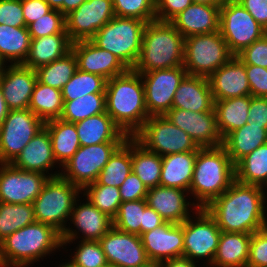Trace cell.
I'll return each mask as SVG.
<instances>
[{
  "label": "cell",
  "mask_w": 267,
  "mask_h": 267,
  "mask_svg": "<svg viewBox=\"0 0 267 267\" xmlns=\"http://www.w3.org/2000/svg\"><path fill=\"white\" fill-rule=\"evenodd\" d=\"M266 202L261 186L244 184L235 179L205 209L222 232L252 234L267 227Z\"/></svg>",
  "instance_id": "cell-1"
},
{
  "label": "cell",
  "mask_w": 267,
  "mask_h": 267,
  "mask_svg": "<svg viewBox=\"0 0 267 267\" xmlns=\"http://www.w3.org/2000/svg\"><path fill=\"white\" fill-rule=\"evenodd\" d=\"M105 94L106 113L128 137H132L149 118L141 74L128 69L107 80Z\"/></svg>",
  "instance_id": "cell-2"
},
{
  "label": "cell",
  "mask_w": 267,
  "mask_h": 267,
  "mask_svg": "<svg viewBox=\"0 0 267 267\" xmlns=\"http://www.w3.org/2000/svg\"><path fill=\"white\" fill-rule=\"evenodd\" d=\"M235 180V165L223 146L197 151L189 196L197 208H206Z\"/></svg>",
  "instance_id": "cell-3"
},
{
  "label": "cell",
  "mask_w": 267,
  "mask_h": 267,
  "mask_svg": "<svg viewBox=\"0 0 267 267\" xmlns=\"http://www.w3.org/2000/svg\"><path fill=\"white\" fill-rule=\"evenodd\" d=\"M60 248L61 233L53 226L40 222L15 231L0 242L1 259L5 267L33 266L40 259L43 261V257L57 253L56 249Z\"/></svg>",
  "instance_id": "cell-4"
},
{
  "label": "cell",
  "mask_w": 267,
  "mask_h": 267,
  "mask_svg": "<svg viewBox=\"0 0 267 267\" xmlns=\"http://www.w3.org/2000/svg\"><path fill=\"white\" fill-rule=\"evenodd\" d=\"M185 38L171 22L146 24L141 52L133 70L137 73L183 66Z\"/></svg>",
  "instance_id": "cell-5"
},
{
  "label": "cell",
  "mask_w": 267,
  "mask_h": 267,
  "mask_svg": "<svg viewBox=\"0 0 267 267\" xmlns=\"http://www.w3.org/2000/svg\"><path fill=\"white\" fill-rule=\"evenodd\" d=\"M147 22L115 16L90 39L96 46L114 54L128 69L136 65Z\"/></svg>",
  "instance_id": "cell-6"
},
{
  "label": "cell",
  "mask_w": 267,
  "mask_h": 267,
  "mask_svg": "<svg viewBox=\"0 0 267 267\" xmlns=\"http://www.w3.org/2000/svg\"><path fill=\"white\" fill-rule=\"evenodd\" d=\"M79 194L81 189L61 175L49 178L32 203L36 222L51 225L62 234Z\"/></svg>",
  "instance_id": "cell-7"
},
{
  "label": "cell",
  "mask_w": 267,
  "mask_h": 267,
  "mask_svg": "<svg viewBox=\"0 0 267 267\" xmlns=\"http://www.w3.org/2000/svg\"><path fill=\"white\" fill-rule=\"evenodd\" d=\"M232 57L219 31L185 38L183 67L187 75L208 78Z\"/></svg>",
  "instance_id": "cell-8"
},
{
  "label": "cell",
  "mask_w": 267,
  "mask_h": 267,
  "mask_svg": "<svg viewBox=\"0 0 267 267\" xmlns=\"http://www.w3.org/2000/svg\"><path fill=\"white\" fill-rule=\"evenodd\" d=\"M132 137L145 149L159 156L198 151L201 148L165 115L150 116Z\"/></svg>",
  "instance_id": "cell-9"
},
{
  "label": "cell",
  "mask_w": 267,
  "mask_h": 267,
  "mask_svg": "<svg viewBox=\"0 0 267 267\" xmlns=\"http://www.w3.org/2000/svg\"><path fill=\"white\" fill-rule=\"evenodd\" d=\"M221 232L216 220L207 210L198 208L183 222V257L195 263L202 260L204 261L203 267H210L218 249Z\"/></svg>",
  "instance_id": "cell-10"
},
{
  "label": "cell",
  "mask_w": 267,
  "mask_h": 267,
  "mask_svg": "<svg viewBox=\"0 0 267 267\" xmlns=\"http://www.w3.org/2000/svg\"><path fill=\"white\" fill-rule=\"evenodd\" d=\"M253 16L236 0H226L220 6L219 32L233 56L266 34Z\"/></svg>",
  "instance_id": "cell-11"
},
{
  "label": "cell",
  "mask_w": 267,
  "mask_h": 267,
  "mask_svg": "<svg viewBox=\"0 0 267 267\" xmlns=\"http://www.w3.org/2000/svg\"><path fill=\"white\" fill-rule=\"evenodd\" d=\"M44 126L29 108L10 110L0 126V163H12Z\"/></svg>",
  "instance_id": "cell-12"
},
{
  "label": "cell",
  "mask_w": 267,
  "mask_h": 267,
  "mask_svg": "<svg viewBox=\"0 0 267 267\" xmlns=\"http://www.w3.org/2000/svg\"><path fill=\"white\" fill-rule=\"evenodd\" d=\"M123 142H107L91 146H80L63 166L61 176L81 190L97 180L110 156Z\"/></svg>",
  "instance_id": "cell-13"
},
{
  "label": "cell",
  "mask_w": 267,
  "mask_h": 267,
  "mask_svg": "<svg viewBox=\"0 0 267 267\" xmlns=\"http://www.w3.org/2000/svg\"><path fill=\"white\" fill-rule=\"evenodd\" d=\"M145 94V105L150 116H162L172 109L174 95L187 75L183 66L140 73Z\"/></svg>",
  "instance_id": "cell-14"
},
{
  "label": "cell",
  "mask_w": 267,
  "mask_h": 267,
  "mask_svg": "<svg viewBox=\"0 0 267 267\" xmlns=\"http://www.w3.org/2000/svg\"><path fill=\"white\" fill-rule=\"evenodd\" d=\"M79 198L80 196L74 203L68 222L69 225L71 223V228L67 226L61 234L62 249L67 244L71 245L73 241L75 243L79 238V240L99 241L113 227L112 218L101 212L88 199L85 198V202L81 203ZM72 224L76 229L72 228Z\"/></svg>",
  "instance_id": "cell-15"
},
{
  "label": "cell",
  "mask_w": 267,
  "mask_h": 267,
  "mask_svg": "<svg viewBox=\"0 0 267 267\" xmlns=\"http://www.w3.org/2000/svg\"><path fill=\"white\" fill-rule=\"evenodd\" d=\"M48 179L40 172L21 170L11 163H0V202L32 204Z\"/></svg>",
  "instance_id": "cell-16"
},
{
  "label": "cell",
  "mask_w": 267,
  "mask_h": 267,
  "mask_svg": "<svg viewBox=\"0 0 267 267\" xmlns=\"http://www.w3.org/2000/svg\"><path fill=\"white\" fill-rule=\"evenodd\" d=\"M114 17L112 0H85L65 16V30L72 42L90 40Z\"/></svg>",
  "instance_id": "cell-17"
},
{
  "label": "cell",
  "mask_w": 267,
  "mask_h": 267,
  "mask_svg": "<svg viewBox=\"0 0 267 267\" xmlns=\"http://www.w3.org/2000/svg\"><path fill=\"white\" fill-rule=\"evenodd\" d=\"M99 243L107 263L113 267H138L149 261L139 235L118 230L113 226Z\"/></svg>",
  "instance_id": "cell-18"
},
{
  "label": "cell",
  "mask_w": 267,
  "mask_h": 267,
  "mask_svg": "<svg viewBox=\"0 0 267 267\" xmlns=\"http://www.w3.org/2000/svg\"><path fill=\"white\" fill-rule=\"evenodd\" d=\"M165 117L186 132L199 147L223 146V139L217 129L215 109L193 112L172 108L165 114Z\"/></svg>",
  "instance_id": "cell-19"
},
{
  "label": "cell",
  "mask_w": 267,
  "mask_h": 267,
  "mask_svg": "<svg viewBox=\"0 0 267 267\" xmlns=\"http://www.w3.org/2000/svg\"><path fill=\"white\" fill-rule=\"evenodd\" d=\"M188 195V191L178 188L156 186L148 189L145 199L147 205L154 209L165 222L181 224L198 209Z\"/></svg>",
  "instance_id": "cell-20"
},
{
  "label": "cell",
  "mask_w": 267,
  "mask_h": 267,
  "mask_svg": "<svg viewBox=\"0 0 267 267\" xmlns=\"http://www.w3.org/2000/svg\"><path fill=\"white\" fill-rule=\"evenodd\" d=\"M147 257L151 261L164 262L183 257V223L164 222L155 229L140 235Z\"/></svg>",
  "instance_id": "cell-21"
},
{
  "label": "cell",
  "mask_w": 267,
  "mask_h": 267,
  "mask_svg": "<svg viewBox=\"0 0 267 267\" xmlns=\"http://www.w3.org/2000/svg\"><path fill=\"white\" fill-rule=\"evenodd\" d=\"M71 50L76 56L77 67L109 80L124 74L128 68L111 52L96 46L91 40L72 42Z\"/></svg>",
  "instance_id": "cell-22"
},
{
  "label": "cell",
  "mask_w": 267,
  "mask_h": 267,
  "mask_svg": "<svg viewBox=\"0 0 267 267\" xmlns=\"http://www.w3.org/2000/svg\"><path fill=\"white\" fill-rule=\"evenodd\" d=\"M36 82L35 69L22 64L6 65L0 76V87L8 108L10 110L29 108Z\"/></svg>",
  "instance_id": "cell-23"
},
{
  "label": "cell",
  "mask_w": 267,
  "mask_h": 267,
  "mask_svg": "<svg viewBox=\"0 0 267 267\" xmlns=\"http://www.w3.org/2000/svg\"><path fill=\"white\" fill-rule=\"evenodd\" d=\"M11 164L21 170L40 172L49 178L61 175L60 170H55L54 173L52 171L61 167L56 165L51 137L45 127L32 138Z\"/></svg>",
  "instance_id": "cell-24"
},
{
  "label": "cell",
  "mask_w": 267,
  "mask_h": 267,
  "mask_svg": "<svg viewBox=\"0 0 267 267\" xmlns=\"http://www.w3.org/2000/svg\"><path fill=\"white\" fill-rule=\"evenodd\" d=\"M213 100H224L251 95L246 64L233 56L208 77Z\"/></svg>",
  "instance_id": "cell-25"
},
{
  "label": "cell",
  "mask_w": 267,
  "mask_h": 267,
  "mask_svg": "<svg viewBox=\"0 0 267 267\" xmlns=\"http://www.w3.org/2000/svg\"><path fill=\"white\" fill-rule=\"evenodd\" d=\"M220 6L192 3L171 23L184 38L219 31Z\"/></svg>",
  "instance_id": "cell-26"
},
{
  "label": "cell",
  "mask_w": 267,
  "mask_h": 267,
  "mask_svg": "<svg viewBox=\"0 0 267 267\" xmlns=\"http://www.w3.org/2000/svg\"><path fill=\"white\" fill-rule=\"evenodd\" d=\"M172 108L204 112L214 109V100L208 78L186 75L174 95Z\"/></svg>",
  "instance_id": "cell-27"
},
{
  "label": "cell",
  "mask_w": 267,
  "mask_h": 267,
  "mask_svg": "<svg viewBox=\"0 0 267 267\" xmlns=\"http://www.w3.org/2000/svg\"><path fill=\"white\" fill-rule=\"evenodd\" d=\"M80 146L124 142L128 136L105 112L75 122Z\"/></svg>",
  "instance_id": "cell-28"
},
{
  "label": "cell",
  "mask_w": 267,
  "mask_h": 267,
  "mask_svg": "<svg viewBox=\"0 0 267 267\" xmlns=\"http://www.w3.org/2000/svg\"><path fill=\"white\" fill-rule=\"evenodd\" d=\"M266 143L267 128L264 125L252 124L251 122H247L243 127L230 132L223 139V147L234 165Z\"/></svg>",
  "instance_id": "cell-29"
},
{
  "label": "cell",
  "mask_w": 267,
  "mask_h": 267,
  "mask_svg": "<svg viewBox=\"0 0 267 267\" xmlns=\"http://www.w3.org/2000/svg\"><path fill=\"white\" fill-rule=\"evenodd\" d=\"M71 46L68 33L31 39L28 56L22 65L36 70L65 56L71 51Z\"/></svg>",
  "instance_id": "cell-30"
},
{
  "label": "cell",
  "mask_w": 267,
  "mask_h": 267,
  "mask_svg": "<svg viewBox=\"0 0 267 267\" xmlns=\"http://www.w3.org/2000/svg\"><path fill=\"white\" fill-rule=\"evenodd\" d=\"M197 151L162 156L160 186L189 192Z\"/></svg>",
  "instance_id": "cell-31"
},
{
  "label": "cell",
  "mask_w": 267,
  "mask_h": 267,
  "mask_svg": "<svg viewBox=\"0 0 267 267\" xmlns=\"http://www.w3.org/2000/svg\"><path fill=\"white\" fill-rule=\"evenodd\" d=\"M251 233L221 232L210 267H246Z\"/></svg>",
  "instance_id": "cell-32"
},
{
  "label": "cell",
  "mask_w": 267,
  "mask_h": 267,
  "mask_svg": "<svg viewBox=\"0 0 267 267\" xmlns=\"http://www.w3.org/2000/svg\"><path fill=\"white\" fill-rule=\"evenodd\" d=\"M251 95L214 101L217 129L222 139L248 122Z\"/></svg>",
  "instance_id": "cell-33"
},
{
  "label": "cell",
  "mask_w": 267,
  "mask_h": 267,
  "mask_svg": "<svg viewBox=\"0 0 267 267\" xmlns=\"http://www.w3.org/2000/svg\"><path fill=\"white\" fill-rule=\"evenodd\" d=\"M44 127L50 134L57 165L62 168L80 147L75 123H69L59 118L46 121Z\"/></svg>",
  "instance_id": "cell-34"
},
{
  "label": "cell",
  "mask_w": 267,
  "mask_h": 267,
  "mask_svg": "<svg viewBox=\"0 0 267 267\" xmlns=\"http://www.w3.org/2000/svg\"><path fill=\"white\" fill-rule=\"evenodd\" d=\"M30 45L31 35L27 27L0 24V57L6 64H23Z\"/></svg>",
  "instance_id": "cell-35"
},
{
  "label": "cell",
  "mask_w": 267,
  "mask_h": 267,
  "mask_svg": "<svg viewBox=\"0 0 267 267\" xmlns=\"http://www.w3.org/2000/svg\"><path fill=\"white\" fill-rule=\"evenodd\" d=\"M132 172L149 188L160 186L162 156L145 149L131 137Z\"/></svg>",
  "instance_id": "cell-36"
},
{
  "label": "cell",
  "mask_w": 267,
  "mask_h": 267,
  "mask_svg": "<svg viewBox=\"0 0 267 267\" xmlns=\"http://www.w3.org/2000/svg\"><path fill=\"white\" fill-rule=\"evenodd\" d=\"M131 172V137H128L110 156L95 182L119 188Z\"/></svg>",
  "instance_id": "cell-37"
},
{
  "label": "cell",
  "mask_w": 267,
  "mask_h": 267,
  "mask_svg": "<svg viewBox=\"0 0 267 267\" xmlns=\"http://www.w3.org/2000/svg\"><path fill=\"white\" fill-rule=\"evenodd\" d=\"M62 91L44 85L38 80L35 83L29 109L44 122L59 119L63 112Z\"/></svg>",
  "instance_id": "cell-38"
},
{
  "label": "cell",
  "mask_w": 267,
  "mask_h": 267,
  "mask_svg": "<svg viewBox=\"0 0 267 267\" xmlns=\"http://www.w3.org/2000/svg\"><path fill=\"white\" fill-rule=\"evenodd\" d=\"M235 179L262 186L267 180V143L259 146L235 165Z\"/></svg>",
  "instance_id": "cell-39"
},
{
  "label": "cell",
  "mask_w": 267,
  "mask_h": 267,
  "mask_svg": "<svg viewBox=\"0 0 267 267\" xmlns=\"http://www.w3.org/2000/svg\"><path fill=\"white\" fill-rule=\"evenodd\" d=\"M77 69V59L71 50L62 58L38 67L37 80L44 85L62 90Z\"/></svg>",
  "instance_id": "cell-40"
},
{
  "label": "cell",
  "mask_w": 267,
  "mask_h": 267,
  "mask_svg": "<svg viewBox=\"0 0 267 267\" xmlns=\"http://www.w3.org/2000/svg\"><path fill=\"white\" fill-rule=\"evenodd\" d=\"M61 120L75 123L106 112V94L91 93L76 100L63 101Z\"/></svg>",
  "instance_id": "cell-41"
},
{
  "label": "cell",
  "mask_w": 267,
  "mask_h": 267,
  "mask_svg": "<svg viewBox=\"0 0 267 267\" xmlns=\"http://www.w3.org/2000/svg\"><path fill=\"white\" fill-rule=\"evenodd\" d=\"M35 222L33 204L0 202V242L15 231Z\"/></svg>",
  "instance_id": "cell-42"
},
{
  "label": "cell",
  "mask_w": 267,
  "mask_h": 267,
  "mask_svg": "<svg viewBox=\"0 0 267 267\" xmlns=\"http://www.w3.org/2000/svg\"><path fill=\"white\" fill-rule=\"evenodd\" d=\"M106 82L100 75L77 69L61 90L63 101L76 100L91 93H105Z\"/></svg>",
  "instance_id": "cell-43"
},
{
  "label": "cell",
  "mask_w": 267,
  "mask_h": 267,
  "mask_svg": "<svg viewBox=\"0 0 267 267\" xmlns=\"http://www.w3.org/2000/svg\"><path fill=\"white\" fill-rule=\"evenodd\" d=\"M82 197H86L101 212L114 219L122 203L120 190L115 186L100 185L96 182L85 186L81 190Z\"/></svg>",
  "instance_id": "cell-44"
},
{
  "label": "cell",
  "mask_w": 267,
  "mask_h": 267,
  "mask_svg": "<svg viewBox=\"0 0 267 267\" xmlns=\"http://www.w3.org/2000/svg\"><path fill=\"white\" fill-rule=\"evenodd\" d=\"M146 199L122 202L113 219V226L130 234L141 235Z\"/></svg>",
  "instance_id": "cell-45"
},
{
  "label": "cell",
  "mask_w": 267,
  "mask_h": 267,
  "mask_svg": "<svg viewBox=\"0 0 267 267\" xmlns=\"http://www.w3.org/2000/svg\"><path fill=\"white\" fill-rule=\"evenodd\" d=\"M68 262L75 267H102L107 265L105 253L99 241L80 240Z\"/></svg>",
  "instance_id": "cell-46"
},
{
  "label": "cell",
  "mask_w": 267,
  "mask_h": 267,
  "mask_svg": "<svg viewBox=\"0 0 267 267\" xmlns=\"http://www.w3.org/2000/svg\"><path fill=\"white\" fill-rule=\"evenodd\" d=\"M115 16L136 18L147 23L156 20L155 0H112Z\"/></svg>",
  "instance_id": "cell-47"
},
{
  "label": "cell",
  "mask_w": 267,
  "mask_h": 267,
  "mask_svg": "<svg viewBox=\"0 0 267 267\" xmlns=\"http://www.w3.org/2000/svg\"><path fill=\"white\" fill-rule=\"evenodd\" d=\"M27 28L31 39L58 33H67L65 30V16L56 9H52L40 19L29 24Z\"/></svg>",
  "instance_id": "cell-48"
},
{
  "label": "cell",
  "mask_w": 267,
  "mask_h": 267,
  "mask_svg": "<svg viewBox=\"0 0 267 267\" xmlns=\"http://www.w3.org/2000/svg\"><path fill=\"white\" fill-rule=\"evenodd\" d=\"M246 267H267V227L252 233Z\"/></svg>",
  "instance_id": "cell-49"
},
{
  "label": "cell",
  "mask_w": 267,
  "mask_h": 267,
  "mask_svg": "<svg viewBox=\"0 0 267 267\" xmlns=\"http://www.w3.org/2000/svg\"><path fill=\"white\" fill-rule=\"evenodd\" d=\"M237 57L244 64L267 68V34L246 47Z\"/></svg>",
  "instance_id": "cell-50"
},
{
  "label": "cell",
  "mask_w": 267,
  "mask_h": 267,
  "mask_svg": "<svg viewBox=\"0 0 267 267\" xmlns=\"http://www.w3.org/2000/svg\"><path fill=\"white\" fill-rule=\"evenodd\" d=\"M0 24L26 27L21 0H0Z\"/></svg>",
  "instance_id": "cell-51"
},
{
  "label": "cell",
  "mask_w": 267,
  "mask_h": 267,
  "mask_svg": "<svg viewBox=\"0 0 267 267\" xmlns=\"http://www.w3.org/2000/svg\"><path fill=\"white\" fill-rule=\"evenodd\" d=\"M122 202L137 201L146 198L148 187L131 172L119 187Z\"/></svg>",
  "instance_id": "cell-52"
},
{
  "label": "cell",
  "mask_w": 267,
  "mask_h": 267,
  "mask_svg": "<svg viewBox=\"0 0 267 267\" xmlns=\"http://www.w3.org/2000/svg\"><path fill=\"white\" fill-rule=\"evenodd\" d=\"M251 96L267 98V68L246 64Z\"/></svg>",
  "instance_id": "cell-53"
},
{
  "label": "cell",
  "mask_w": 267,
  "mask_h": 267,
  "mask_svg": "<svg viewBox=\"0 0 267 267\" xmlns=\"http://www.w3.org/2000/svg\"><path fill=\"white\" fill-rule=\"evenodd\" d=\"M156 20L171 22L193 2L192 0H155Z\"/></svg>",
  "instance_id": "cell-54"
},
{
  "label": "cell",
  "mask_w": 267,
  "mask_h": 267,
  "mask_svg": "<svg viewBox=\"0 0 267 267\" xmlns=\"http://www.w3.org/2000/svg\"><path fill=\"white\" fill-rule=\"evenodd\" d=\"M26 27L52 10L45 0H21Z\"/></svg>",
  "instance_id": "cell-55"
},
{
  "label": "cell",
  "mask_w": 267,
  "mask_h": 267,
  "mask_svg": "<svg viewBox=\"0 0 267 267\" xmlns=\"http://www.w3.org/2000/svg\"><path fill=\"white\" fill-rule=\"evenodd\" d=\"M248 117V122L267 128V98L251 96Z\"/></svg>",
  "instance_id": "cell-56"
},
{
  "label": "cell",
  "mask_w": 267,
  "mask_h": 267,
  "mask_svg": "<svg viewBox=\"0 0 267 267\" xmlns=\"http://www.w3.org/2000/svg\"><path fill=\"white\" fill-rule=\"evenodd\" d=\"M267 30V0H236Z\"/></svg>",
  "instance_id": "cell-57"
},
{
  "label": "cell",
  "mask_w": 267,
  "mask_h": 267,
  "mask_svg": "<svg viewBox=\"0 0 267 267\" xmlns=\"http://www.w3.org/2000/svg\"><path fill=\"white\" fill-rule=\"evenodd\" d=\"M165 221L162 217L150 206H146L144 209L143 224H141V234L151 231L158 226H161Z\"/></svg>",
  "instance_id": "cell-58"
},
{
  "label": "cell",
  "mask_w": 267,
  "mask_h": 267,
  "mask_svg": "<svg viewBox=\"0 0 267 267\" xmlns=\"http://www.w3.org/2000/svg\"><path fill=\"white\" fill-rule=\"evenodd\" d=\"M163 267H200L198 263L192 262L185 257L173 258L162 262ZM202 267V266H201Z\"/></svg>",
  "instance_id": "cell-59"
},
{
  "label": "cell",
  "mask_w": 267,
  "mask_h": 267,
  "mask_svg": "<svg viewBox=\"0 0 267 267\" xmlns=\"http://www.w3.org/2000/svg\"><path fill=\"white\" fill-rule=\"evenodd\" d=\"M85 0H63V15L77 9Z\"/></svg>",
  "instance_id": "cell-60"
},
{
  "label": "cell",
  "mask_w": 267,
  "mask_h": 267,
  "mask_svg": "<svg viewBox=\"0 0 267 267\" xmlns=\"http://www.w3.org/2000/svg\"><path fill=\"white\" fill-rule=\"evenodd\" d=\"M10 109L8 108L3 93L2 89L0 87V126L3 123L4 119L7 117V114L9 113Z\"/></svg>",
  "instance_id": "cell-61"
},
{
  "label": "cell",
  "mask_w": 267,
  "mask_h": 267,
  "mask_svg": "<svg viewBox=\"0 0 267 267\" xmlns=\"http://www.w3.org/2000/svg\"><path fill=\"white\" fill-rule=\"evenodd\" d=\"M52 9L59 10L63 14V0H45Z\"/></svg>",
  "instance_id": "cell-62"
},
{
  "label": "cell",
  "mask_w": 267,
  "mask_h": 267,
  "mask_svg": "<svg viewBox=\"0 0 267 267\" xmlns=\"http://www.w3.org/2000/svg\"><path fill=\"white\" fill-rule=\"evenodd\" d=\"M226 0H192L193 3L222 5Z\"/></svg>",
  "instance_id": "cell-63"
},
{
  "label": "cell",
  "mask_w": 267,
  "mask_h": 267,
  "mask_svg": "<svg viewBox=\"0 0 267 267\" xmlns=\"http://www.w3.org/2000/svg\"><path fill=\"white\" fill-rule=\"evenodd\" d=\"M138 267H163V266H162V262L149 260L146 264L138 266Z\"/></svg>",
  "instance_id": "cell-64"
},
{
  "label": "cell",
  "mask_w": 267,
  "mask_h": 267,
  "mask_svg": "<svg viewBox=\"0 0 267 267\" xmlns=\"http://www.w3.org/2000/svg\"><path fill=\"white\" fill-rule=\"evenodd\" d=\"M6 65L7 64L0 57V76L2 75L3 70H4V68H5Z\"/></svg>",
  "instance_id": "cell-65"
},
{
  "label": "cell",
  "mask_w": 267,
  "mask_h": 267,
  "mask_svg": "<svg viewBox=\"0 0 267 267\" xmlns=\"http://www.w3.org/2000/svg\"><path fill=\"white\" fill-rule=\"evenodd\" d=\"M63 263V264H62ZM58 265V267H75L72 264H70L68 261L62 262Z\"/></svg>",
  "instance_id": "cell-66"
},
{
  "label": "cell",
  "mask_w": 267,
  "mask_h": 267,
  "mask_svg": "<svg viewBox=\"0 0 267 267\" xmlns=\"http://www.w3.org/2000/svg\"><path fill=\"white\" fill-rule=\"evenodd\" d=\"M261 187H262V189H263V191H264V193L266 195V198H267V189H266L267 188V180Z\"/></svg>",
  "instance_id": "cell-67"
},
{
  "label": "cell",
  "mask_w": 267,
  "mask_h": 267,
  "mask_svg": "<svg viewBox=\"0 0 267 267\" xmlns=\"http://www.w3.org/2000/svg\"><path fill=\"white\" fill-rule=\"evenodd\" d=\"M0 267H5L1 259V253H0Z\"/></svg>",
  "instance_id": "cell-68"
},
{
  "label": "cell",
  "mask_w": 267,
  "mask_h": 267,
  "mask_svg": "<svg viewBox=\"0 0 267 267\" xmlns=\"http://www.w3.org/2000/svg\"><path fill=\"white\" fill-rule=\"evenodd\" d=\"M102 267H113V266H111L110 264H107V265H104Z\"/></svg>",
  "instance_id": "cell-69"
}]
</instances>
